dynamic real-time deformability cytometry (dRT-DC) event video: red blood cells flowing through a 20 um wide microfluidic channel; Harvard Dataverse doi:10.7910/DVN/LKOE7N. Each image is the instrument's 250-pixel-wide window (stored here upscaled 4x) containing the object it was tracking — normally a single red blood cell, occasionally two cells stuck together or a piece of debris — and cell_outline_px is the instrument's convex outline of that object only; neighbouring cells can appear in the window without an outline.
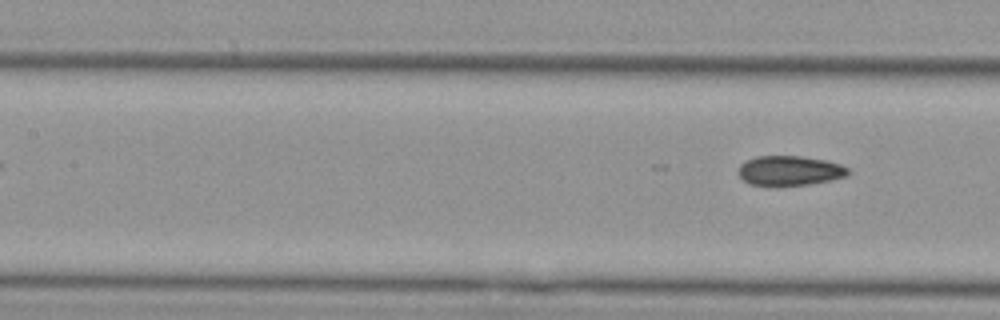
{"species": "Egyptian fruit bat (a non-hibernating species)", "species_latin": "Rousettus aegyptiacus", "temperature_condition": "cold", "stored_images_in_passage": 7, "segment_of_instrument_passage": [2, 2], "camera_frame_rate_fps": 3000, "um_per_image_px": 0.085, "animal": {"sex": "female"}, "frame": {"image": 1, "passage_image": 7, "time_ms": 2.0, "image_size_px": [1000, 320], "cell_outline_px": [[852, 172], [848, 176], [808, 184], [752, 184], [744, 180], [736, 172], [740, 164], [744, 160], [756, 156], [800, 156], [828, 160], [840, 164], [848, 168]], "centroid_in_image_um": [67.13, 14.47], "position_along_channel_um": 140.3, "area_um2": 18.84}}